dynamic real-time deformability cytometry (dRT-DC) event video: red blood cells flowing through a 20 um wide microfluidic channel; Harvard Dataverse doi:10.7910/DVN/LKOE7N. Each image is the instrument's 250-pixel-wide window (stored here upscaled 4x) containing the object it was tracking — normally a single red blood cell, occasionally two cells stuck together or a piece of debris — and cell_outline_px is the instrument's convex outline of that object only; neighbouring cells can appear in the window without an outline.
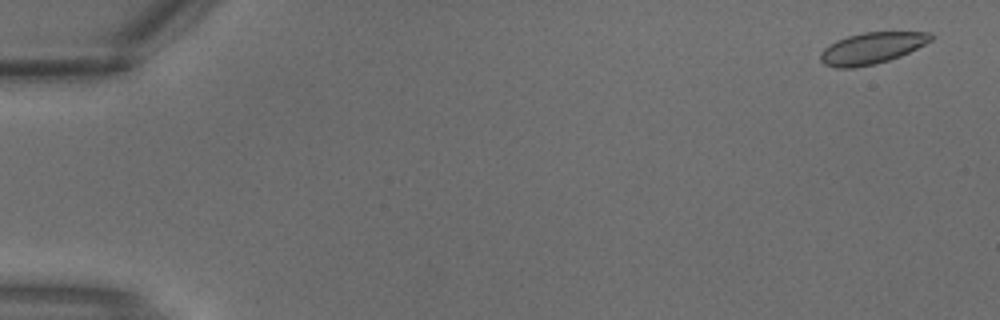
{"species": "common noctule bat (a hibernating species)", "species_latin": "Nyctalus noctula", "temperature_condition": "warm", "stored_images_in_passage": 3, "camera_frame_rate_fps": 3000, "um_per_image_px": 0.085, "animal": {"sex": "male", "body_mass_g": 18.8}, "frame": {"image": 1, "passage_image": 1, "time_ms": 0.0, "image_size_px": [1000, 320], "cell_outline_px": [[932, 40], [900, 56], [876, 64], [852, 68], [836, 68], [824, 64], [820, 60], [820, 52], [824, 48], [836, 40], [848, 36], [864, 32], [932, 32]], "centroid_in_image_um": [74.06, 4.1], "position_along_channel_um": 10.9, "area_um2": 20.11}}
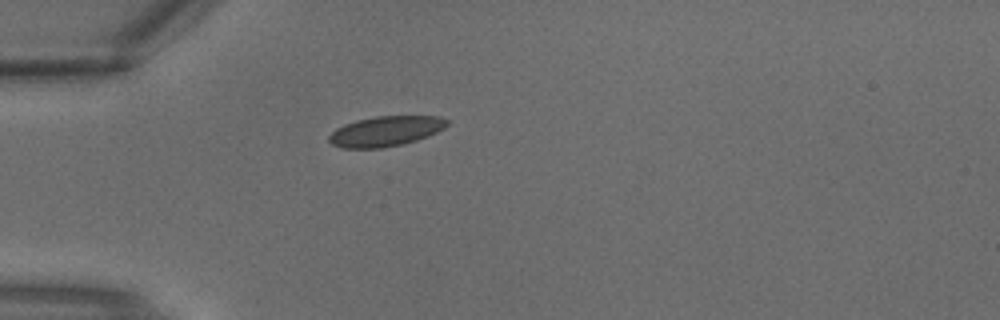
{"frame": {"image": 2, "passage_image": 3, "time_ms": 0.667, "image_size_px": [1000, 320], "cell_outline_px": [[448, 124], [444, 128], [428, 136], [404, 144], [380, 148], [340, 148], [332, 144], [328, 140], [328, 136], [336, 128], [344, 124], [356, 120], [376, 116], [440, 116], [448, 120]], "centroid_in_image_um": [32.76, 11.15], "position_along_channel_um": 52.2, "area_um2": 20.81}}